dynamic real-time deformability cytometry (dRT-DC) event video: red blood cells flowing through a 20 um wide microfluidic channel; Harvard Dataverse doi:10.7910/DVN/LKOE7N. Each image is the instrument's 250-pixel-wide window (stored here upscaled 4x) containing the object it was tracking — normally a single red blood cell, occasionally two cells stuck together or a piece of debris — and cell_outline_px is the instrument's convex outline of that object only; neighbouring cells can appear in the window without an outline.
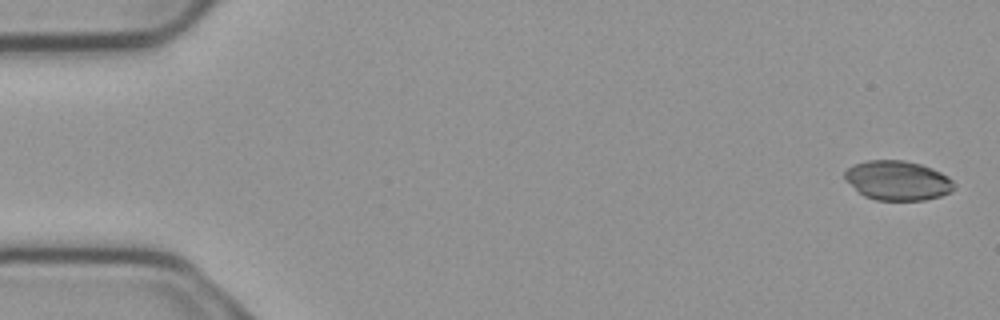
{"species": "common noctule bat (a hibernating species)", "species_latin": "Nyctalus noctula", "temperature_condition": "cold", "stored_images_in_passage": 5, "camera_frame_rate_fps": 3000, "um_per_image_px": 0.085, "animal": {"sex": "male", "body_mass_g": 23.1, "forearm_length_mm": 52.7}, "frame": {"image": 1, "passage_image": 1, "time_ms": 0.0, "image_size_px": [1000, 320], "cell_outline_px": [[956, 188], [952, 192], [940, 196], [924, 200], [876, 200], [864, 196], [844, 180], [844, 172], [852, 164], [868, 160], [904, 160], [920, 164], [932, 168], [948, 176], [956, 184]], "centroid_in_image_um": [76.3, 15.34], "position_along_channel_um": 8.7, "area_um2": 25.43}}
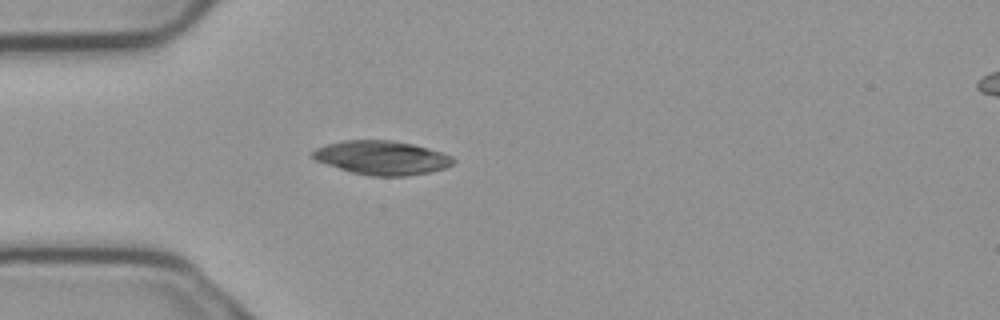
{"frame": {"image": 2, "passage_image": 5, "time_ms": 1.333, "image_size_px": [1000, 320], "cell_outline_px": [[456, 160], [452, 164], [444, 168], [428, 172], [408, 176], [368, 176], [352, 172], [316, 160], [312, 156], [312, 152], [316, 148], [328, 144], [344, 140], [392, 140], [412, 144], [444, 152], [452, 156]], "centroid_in_image_um": [32.49, 13.4], "position_along_channel_um": 52.5, "area_um2": 27.63}}